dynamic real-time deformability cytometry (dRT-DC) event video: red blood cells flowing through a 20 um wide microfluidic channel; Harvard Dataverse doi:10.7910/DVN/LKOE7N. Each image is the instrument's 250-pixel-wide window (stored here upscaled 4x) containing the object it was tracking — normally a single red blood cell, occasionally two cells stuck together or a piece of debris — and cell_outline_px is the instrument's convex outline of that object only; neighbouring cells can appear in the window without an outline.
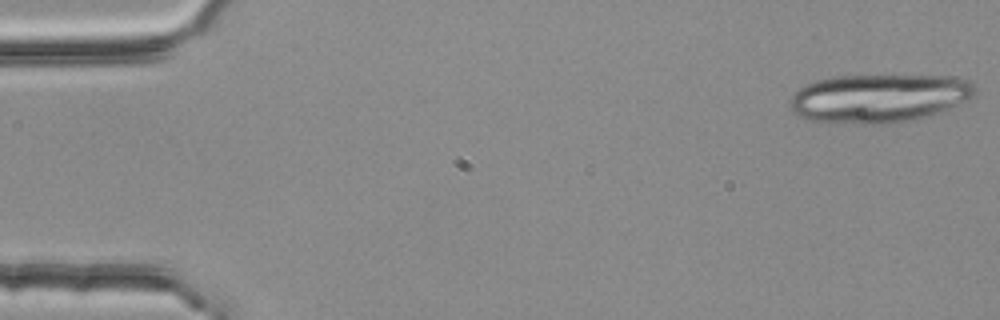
{"species": "common noctule bat (a hibernating species)", "species_latin": "Nyctalus noctula", "temperature_condition": "room temperature", "stored_images_in_passage": 4, "camera_frame_rate_fps": 3000, "um_per_image_px": 0.085, "animal": {"sex": "female", "body_mass_g": 25.1}, "frame": {"image": 1, "passage_image": 1, "time_ms": 0.0, "image_size_px": [1000, 320], "cell_outline_px": [[976, 92], [972, 96], [932, 116], [908, 120], [880, 124], [868, 124], [808, 120], [796, 116], [792, 112], [788, 104], [788, 100], [804, 84], [816, 80], [836, 76], [956, 76], [972, 80], [976, 88]], "centroid_in_image_um": [74.68, 8.34], "position_along_channel_um": 10.3, "area_um2": 52.42}}